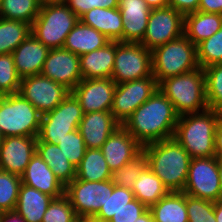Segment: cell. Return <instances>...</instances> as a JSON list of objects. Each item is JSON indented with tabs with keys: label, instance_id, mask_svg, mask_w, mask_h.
<instances>
[{
	"label": "cell",
	"instance_id": "obj_50",
	"mask_svg": "<svg viewBox=\"0 0 222 222\" xmlns=\"http://www.w3.org/2000/svg\"><path fill=\"white\" fill-rule=\"evenodd\" d=\"M214 214L217 222H222V200L214 202Z\"/></svg>",
	"mask_w": 222,
	"mask_h": 222
},
{
	"label": "cell",
	"instance_id": "obj_2",
	"mask_svg": "<svg viewBox=\"0 0 222 222\" xmlns=\"http://www.w3.org/2000/svg\"><path fill=\"white\" fill-rule=\"evenodd\" d=\"M147 155V167L156 174L169 191H183L191 161L187 151L174 139L142 146Z\"/></svg>",
	"mask_w": 222,
	"mask_h": 222
},
{
	"label": "cell",
	"instance_id": "obj_11",
	"mask_svg": "<svg viewBox=\"0 0 222 222\" xmlns=\"http://www.w3.org/2000/svg\"><path fill=\"white\" fill-rule=\"evenodd\" d=\"M158 89V83L151 76L116 85L111 113L123 125L131 114L146 102Z\"/></svg>",
	"mask_w": 222,
	"mask_h": 222
},
{
	"label": "cell",
	"instance_id": "obj_55",
	"mask_svg": "<svg viewBox=\"0 0 222 222\" xmlns=\"http://www.w3.org/2000/svg\"><path fill=\"white\" fill-rule=\"evenodd\" d=\"M3 140H4V135L2 134L1 129H0V144L2 143Z\"/></svg>",
	"mask_w": 222,
	"mask_h": 222
},
{
	"label": "cell",
	"instance_id": "obj_42",
	"mask_svg": "<svg viewBox=\"0 0 222 222\" xmlns=\"http://www.w3.org/2000/svg\"><path fill=\"white\" fill-rule=\"evenodd\" d=\"M188 222H217L214 214V202L192 197L186 194Z\"/></svg>",
	"mask_w": 222,
	"mask_h": 222
},
{
	"label": "cell",
	"instance_id": "obj_41",
	"mask_svg": "<svg viewBox=\"0 0 222 222\" xmlns=\"http://www.w3.org/2000/svg\"><path fill=\"white\" fill-rule=\"evenodd\" d=\"M77 218L68 197L63 194L61 197L53 198L44 213L42 222H74Z\"/></svg>",
	"mask_w": 222,
	"mask_h": 222
},
{
	"label": "cell",
	"instance_id": "obj_35",
	"mask_svg": "<svg viewBox=\"0 0 222 222\" xmlns=\"http://www.w3.org/2000/svg\"><path fill=\"white\" fill-rule=\"evenodd\" d=\"M134 199V193L130 189L115 185L111 196L90 222H109L114 214Z\"/></svg>",
	"mask_w": 222,
	"mask_h": 222
},
{
	"label": "cell",
	"instance_id": "obj_46",
	"mask_svg": "<svg viewBox=\"0 0 222 222\" xmlns=\"http://www.w3.org/2000/svg\"><path fill=\"white\" fill-rule=\"evenodd\" d=\"M198 11L222 14V0H200Z\"/></svg>",
	"mask_w": 222,
	"mask_h": 222
},
{
	"label": "cell",
	"instance_id": "obj_27",
	"mask_svg": "<svg viewBox=\"0 0 222 222\" xmlns=\"http://www.w3.org/2000/svg\"><path fill=\"white\" fill-rule=\"evenodd\" d=\"M52 200L51 196L21 184L15 210L26 222H42L44 213Z\"/></svg>",
	"mask_w": 222,
	"mask_h": 222
},
{
	"label": "cell",
	"instance_id": "obj_6",
	"mask_svg": "<svg viewBox=\"0 0 222 222\" xmlns=\"http://www.w3.org/2000/svg\"><path fill=\"white\" fill-rule=\"evenodd\" d=\"M151 61L152 74L158 84L168 77L199 68L197 46L185 35L153 49Z\"/></svg>",
	"mask_w": 222,
	"mask_h": 222
},
{
	"label": "cell",
	"instance_id": "obj_19",
	"mask_svg": "<svg viewBox=\"0 0 222 222\" xmlns=\"http://www.w3.org/2000/svg\"><path fill=\"white\" fill-rule=\"evenodd\" d=\"M123 19L122 42L140 43L147 30L151 8L144 0H119Z\"/></svg>",
	"mask_w": 222,
	"mask_h": 222
},
{
	"label": "cell",
	"instance_id": "obj_17",
	"mask_svg": "<svg viewBox=\"0 0 222 222\" xmlns=\"http://www.w3.org/2000/svg\"><path fill=\"white\" fill-rule=\"evenodd\" d=\"M37 137L8 136L0 144V170L21 177L36 153Z\"/></svg>",
	"mask_w": 222,
	"mask_h": 222
},
{
	"label": "cell",
	"instance_id": "obj_10",
	"mask_svg": "<svg viewBox=\"0 0 222 222\" xmlns=\"http://www.w3.org/2000/svg\"><path fill=\"white\" fill-rule=\"evenodd\" d=\"M152 75L151 51L141 43L116 41L111 79L120 84Z\"/></svg>",
	"mask_w": 222,
	"mask_h": 222
},
{
	"label": "cell",
	"instance_id": "obj_25",
	"mask_svg": "<svg viewBox=\"0 0 222 222\" xmlns=\"http://www.w3.org/2000/svg\"><path fill=\"white\" fill-rule=\"evenodd\" d=\"M110 40L80 20L67 35L64 49L78 56L103 48Z\"/></svg>",
	"mask_w": 222,
	"mask_h": 222
},
{
	"label": "cell",
	"instance_id": "obj_33",
	"mask_svg": "<svg viewBox=\"0 0 222 222\" xmlns=\"http://www.w3.org/2000/svg\"><path fill=\"white\" fill-rule=\"evenodd\" d=\"M41 4L39 0H0V18L22 21L32 26Z\"/></svg>",
	"mask_w": 222,
	"mask_h": 222
},
{
	"label": "cell",
	"instance_id": "obj_32",
	"mask_svg": "<svg viewBox=\"0 0 222 222\" xmlns=\"http://www.w3.org/2000/svg\"><path fill=\"white\" fill-rule=\"evenodd\" d=\"M30 34V24L0 18V54H12Z\"/></svg>",
	"mask_w": 222,
	"mask_h": 222
},
{
	"label": "cell",
	"instance_id": "obj_52",
	"mask_svg": "<svg viewBox=\"0 0 222 222\" xmlns=\"http://www.w3.org/2000/svg\"><path fill=\"white\" fill-rule=\"evenodd\" d=\"M217 167L220 176V200H222V159L217 158Z\"/></svg>",
	"mask_w": 222,
	"mask_h": 222
},
{
	"label": "cell",
	"instance_id": "obj_1",
	"mask_svg": "<svg viewBox=\"0 0 222 222\" xmlns=\"http://www.w3.org/2000/svg\"><path fill=\"white\" fill-rule=\"evenodd\" d=\"M179 115L158 88L122 125L142 146L173 138Z\"/></svg>",
	"mask_w": 222,
	"mask_h": 222
},
{
	"label": "cell",
	"instance_id": "obj_8",
	"mask_svg": "<svg viewBox=\"0 0 222 222\" xmlns=\"http://www.w3.org/2000/svg\"><path fill=\"white\" fill-rule=\"evenodd\" d=\"M83 115L79 101L70 92L58 106L41 116L37 142L57 144L59 139L79 128Z\"/></svg>",
	"mask_w": 222,
	"mask_h": 222
},
{
	"label": "cell",
	"instance_id": "obj_18",
	"mask_svg": "<svg viewBox=\"0 0 222 222\" xmlns=\"http://www.w3.org/2000/svg\"><path fill=\"white\" fill-rule=\"evenodd\" d=\"M111 172L126 165L142 150V145L120 125L100 148Z\"/></svg>",
	"mask_w": 222,
	"mask_h": 222
},
{
	"label": "cell",
	"instance_id": "obj_12",
	"mask_svg": "<svg viewBox=\"0 0 222 222\" xmlns=\"http://www.w3.org/2000/svg\"><path fill=\"white\" fill-rule=\"evenodd\" d=\"M183 192L213 202L220 200V176L215 156L191 158Z\"/></svg>",
	"mask_w": 222,
	"mask_h": 222
},
{
	"label": "cell",
	"instance_id": "obj_36",
	"mask_svg": "<svg viewBox=\"0 0 222 222\" xmlns=\"http://www.w3.org/2000/svg\"><path fill=\"white\" fill-rule=\"evenodd\" d=\"M204 73L208 108L222 113V63L205 67Z\"/></svg>",
	"mask_w": 222,
	"mask_h": 222
},
{
	"label": "cell",
	"instance_id": "obj_4",
	"mask_svg": "<svg viewBox=\"0 0 222 222\" xmlns=\"http://www.w3.org/2000/svg\"><path fill=\"white\" fill-rule=\"evenodd\" d=\"M160 91L172 102L180 115L198 113L208 109L204 69L171 76L158 84Z\"/></svg>",
	"mask_w": 222,
	"mask_h": 222
},
{
	"label": "cell",
	"instance_id": "obj_13",
	"mask_svg": "<svg viewBox=\"0 0 222 222\" xmlns=\"http://www.w3.org/2000/svg\"><path fill=\"white\" fill-rule=\"evenodd\" d=\"M184 35V15L172 7L151 9L147 30L140 42L152 51Z\"/></svg>",
	"mask_w": 222,
	"mask_h": 222
},
{
	"label": "cell",
	"instance_id": "obj_53",
	"mask_svg": "<svg viewBox=\"0 0 222 222\" xmlns=\"http://www.w3.org/2000/svg\"><path fill=\"white\" fill-rule=\"evenodd\" d=\"M74 222H90V220L78 217Z\"/></svg>",
	"mask_w": 222,
	"mask_h": 222
},
{
	"label": "cell",
	"instance_id": "obj_54",
	"mask_svg": "<svg viewBox=\"0 0 222 222\" xmlns=\"http://www.w3.org/2000/svg\"><path fill=\"white\" fill-rule=\"evenodd\" d=\"M41 3H46V2H55V1H64V0H39Z\"/></svg>",
	"mask_w": 222,
	"mask_h": 222
},
{
	"label": "cell",
	"instance_id": "obj_24",
	"mask_svg": "<svg viewBox=\"0 0 222 222\" xmlns=\"http://www.w3.org/2000/svg\"><path fill=\"white\" fill-rule=\"evenodd\" d=\"M79 20L102 33L110 41L122 42L123 19L118 8H94Z\"/></svg>",
	"mask_w": 222,
	"mask_h": 222
},
{
	"label": "cell",
	"instance_id": "obj_47",
	"mask_svg": "<svg viewBox=\"0 0 222 222\" xmlns=\"http://www.w3.org/2000/svg\"><path fill=\"white\" fill-rule=\"evenodd\" d=\"M215 157L222 159V116L215 130Z\"/></svg>",
	"mask_w": 222,
	"mask_h": 222
},
{
	"label": "cell",
	"instance_id": "obj_3",
	"mask_svg": "<svg viewBox=\"0 0 222 222\" xmlns=\"http://www.w3.org/2000/svg\"><path fill=\"white\" fill-rule=\"evenodd\" d=\"M222 113L207 109L180 115L173 138L191 158L215 156V130Z\"/></svg>",
	"mask_w": 222,
	"mask_h": 222
},
{
	"label": "cell",
	"instance_id": "obj_31",
	"mask_svg": "<svg viewBox=\"0 0 222 222\" xmlns=\"http://www.w3.org/2000/svg\"><path fill=\"white\" fill-rule=\"evenodd\" d=\"M111 170L100 149H86L80 165L76 168V178L84 181H105L111 179Z\"/></svg>",
	"mask_w": 222,
	"mask_h": 222
},
{
	"label": "cell",
	"instance_id": "obj_16",
	"mask_svg": "<svg viewBox=\"0 0 222 222\" xmlns=\"http://www.w3.org/2000/svg\"><path fill=\"white\" fill-rule=\"evenodd\" d=\"M80 56L64 48L50 49L41 74L72 91L82 80Z\"/></svg>",
	"mask_w": 222,
	"mask_h": 222
},
{
	"label": "cell",
	"instance_id": "obj_29",
	"mask_svg": "<svg viewBox=\"0 0 222 222\" xmlns=\"http://www.w3.org/2000/svg\"><path fill=\"white\" fill-rule=\"evenodd\" d=\"M36 152L64 186L76 178V167L69 162L57 144L37 142Z\"/></svg>",
	"mask_w": 222,
	"mask_h": 222
},
{
	"label": "cell",
	"instance_id": "obj_15",
	"mask_svg": "<svg viewBox=\"0 0 222 222\" xmlns=\"http://www.w3.org/2000/svg\"><path fill=\"white\" fill-rule=\"evenodd\" d=\"M116 85L111 78L82 79L71 93L83 113L111 111Z\"/></svg>",
	"mask_w": 222,
	"mask_h": 222
},
{
	"label": "cell",
	"instance_id": "obj_21",
	"mask_svg": "<svg viewBox=\"0 0 222 222\" xmlns=\"http://www.w3.org/2000/svg\"><path fill=\"white\" fill-rule=\"evenodd\" d=\"M50 49L32 33L12 52L15 69L22 79L41 74Z\"/></svg>",
	"mask_w": 222,
	"mask_h": 222
},
{
	"label": "cell",
	"instance_id": "obj_49",
	"mask_svg": "<svg viewBox=\"0 0 222 222\" xmlns=\"http://www.w3.org/2000/svg\"><path fill=\"white\" fill-rule=\"evenodd\" d=\"M151 9L165 8L169 6L168 0H144Z\"/></svg>",
	"mask_w": 222,
	"mask_h": 222
},
{
	"label": "cell",
	"instance_id": "obj_44",
	"mask_svg": "<svg viewBox=\"0 0 222 222\" xmlns=\"http://www.w3.org/2000/svg\"><path fill=\"white\" fill-rule=\"evenodd\" d=\"M147 210L148 208L135 198L114 214L109 222H137V218Z\"/></svg>",
	"mask_w": 222,
	"mask_h": 222
},
{
	"label": "cell",
	"instance_id": "obj_51",
	"mask_svg": "<svg viewBox=\"0 0 222 222\" xmlns=\"http://www.w3.org/2000/svg\"><path fill=\"white\" fill-rule=\"evenodd\" d=\"M137 222H155L151 211L148 209L144 214L137 218Z\"/></svg>",
	"mask_w": 222,
	"mask_h": 222
},
{
	"label": "cell",
	"instance_id": "obj_37",
	"mask_svg": "<svg viewBox=\"0 0 222 222\" xmlns=\"http://www.w3.org/2000/svg\"><path fill=\"white\" fill-rule=\"evenodd\" d=\"M197 61L202 69L222 63V27L197 45Z\"/></svg>",
	"mask_w": 222,
	"mask_h": 222
},
{
	"label": "cell",
	"instance_id": "obj_40",
	"mask_svg": "<svg viewBox=\"0 0 222 222\" xmlns=\"http://www.w3.org/2000/svg\"><path fill=\"white\" fill-rule=\"evenodd\" d=\"M57 145L65 157L68 158L69 162L77 168L87 149L79 129L66 134L62 139H59Z\"/></svg>",
	"mask_w": 222,
	"mask_h": 222
},
{
	"label": "cell",
	"instance_id": "obj_48",
	"mask_svg": "<svg viewBox=\"0 0 222 222\" xmlns=\"http://www.w3.org/2000/svg\"><path fill=\"white\" fill-rule=\"evenodd\" d=\"M0 222H26V221L16 210H10V211L1 212Z\"/></svg>",
	"mask_w": 222,
	"mask_h": 222
},
{
	"label": "cell",
	"instance_id": "obj_9",
	"mask_svg": "<svg viewBox=\"0 0 222 222\" xmlns=\"http://www.w3.org/2000/svg\"><path fill=\"white\" fill-rule=\"evenodd\" d=\"M114 186L111 179L84 181L75 178L65 186V195L79 218L91 220L111 196Z\"/></svg>",
	"mask_w": 222,
	"mask_h": 222
},
{
	"label": "cell",
	"instance_id": "obj_23",
	"mask_svg": "<svg viewBox=\"0 0 222 222\" xmlns=\"http://www.w3.org/2000/svg\"><path fill=\"white\" fill-rule=\"evenodd\" d=\"M115 53L116 41H110L103 48L81 55L82 79L111 78Z\"/></svg>",
	"mask_w": 222,
	"mask_h": 222
},
{
	"label": "cell",
	"instance_id": "obj_14",
	"mask_svg": "<svg viewBox=\"0 0 222 222\" xmlns=\"http://www.w3.org/2000/svg\"><path fill=\"white\" fill-rule=\"evenodd\" d=\"M70 92L64 85L42 74L22 78L18 91L41 115L53 110Z\"/></svg>",
	"mask_w": 222,
	"mask_h": 222
},
{
	"label": "cell",
	"instance_id": "obj_43",
	"mask_svg": "<svg viewBox=\"0 0 222 222\" xmlns=\"http://www.w3.org/2000/svg\"><path fill=\"white\" fill-rule=\"evenodd\" d=\"M64 2L80 18L94 8H118L119 0H64Z\"/></svg>",
	"mask_w": 222,
	"mask_h": 222
},
{
	"label": "cell",
	"instance_id": "obj_7",
	"mask_svg": "<svg viewBox=\"0 0 222 222\" xmlns=\"http://www.w3.org/2000/svg\"><path fill=\"white\" fill-rule=\"evenodd\" d=\"M41 116L19 93L0 96V129L4 137H38Z\"/></svg>",
	"mask_w": 222,
	"mask_h": 222
},
{
	"label": "cell",
	"instance_id": "obj_45",
	"mask_svg": "<svg viewBox=\"0 0 222 222\" xmlns=\"http://www.w3.org/2000/svg\"><path fill=\"white\" fill-rule=\"evenodd\" d=\"M169 7H172L184 16L198 11L200 0H168Z\"/></svg>",
	"mask_w": 222,
	"mask_h": 222
},
{
	"label": "cell",
	"instance_id": "obj_5",
	"mask_svg": "<svg viewBox=\"0 0 222 222\" xmlns=\"http://www.w3.org/2000/svg\"><path fill=\"white\" fill-rule=\"evenodd\" d=\"M79 17L64 1L46 2L31 26V33L49 49L63 48Z\"/></svg>",
	"mask_w": 222,
	"mask_h": 222
},
{
	"label": "cell",
	"instance_id": "obj_34",
	"mask_svg": "<svg viewBox=\"0 0 222 222\" xmlns=\"http://www.w3.org/2000/svg\"><path fill=\"white\" fill-rule=\"evenodd\" d=\"M147 167V155L142 149L126 165L111 174V181L116 186L132 190L134 182L138 179L141 171Z\"/></svg>",
	"mask_w": 222,
	"mask_h": 222
},
{
	"label": "cell",
	"instance_id": "obj_28",
	"mask_svg": "<svg viewBox=\"0 0 222 222\" xmlns=\"http://www.w3.org/2000/svg\"><path fill=\"white\" fill-rule=\"evenodd\" d=\"M149 210L155 222H188L186 194L183 191H170Z\"/></svg>",
	"mask_w": 222,
	"mask_h": 222
},
{
	"label": "cell",
	"instance_id": "obj_39",
	"mask_svg": "<svg viewBox=\"0 0 222 222\" xmlns=\"http://www.w3.org/2000/svg\"><path fill=\"white\" fill-rule=\"evenodd\" d=\"M20 81L13 55L0 54V96L18 93Z\"/></svg>",
	"mask_w": 222,
	"mask_h": 222
},
{
	"label": "cell",
	"instance_id": "obj_26",
	"mask_svg": "<svg viewBox=\"0 0 222 222\" xmlns=\"http://www.w3.org/2000/svg\"><path fill=\"white\" fill-rule=\"evenodd\" d=\"M221 27L222 14L196 11L184 16V35L196 46Z\"/></svg>",
	"mask_w": 222,
	"mask_h": 222
},
{
	"label": "cell",
	"instance_id": "obj_22",
	"mask_svg": "<svg viewBox=\"0 0 222 222\" xmlns=\"http://www.w3.org/2000/svg\"><path fill=\"white\" fill-rule=\"evenodd\" d=\"M21 181L22 184L35 188L52 198L61 197L65 194V186L37 152L32 156L21 175Z\"/></svg>",
	"mask_w": 222,
	"mask_h": 222
},
{
	"label": "cell",
	"instance_id": "obj_38",
	"mask_svg": "<svg viewBox=\"0 0 222 222\" xmlns=\"http://www.w3.org/2000/svg\"><path fill=\"white\" fill-rule=\"evenodd\" d=\"M21 184L20 176L0 170V213L15 210Z\"/></svg>",
	"mask_w": 222,
	"mask_h": 222
},
{
	"label": "cell",
	"instance_id": "obj_30",
	"mask_svg": "<svg viewBox=\"0 0 222 222\" xmlns=\"http://www.w3.org/2000/svg\"><path fill=\"white\" fill-rule=\"evenodd\" d=\"M131 191L134 193V197L148 209L170 192L161 179L148 167L141 171Z\"/></svg>",
	"mask_w": 222,
	"mask_h": 222
},
{
	"label": "cell",
	"instance_id": "obj_20",
	"mask_svg": "<svg viewBox=\"0 0 222 222\" xmlns=\"http://www.w3.org/2000/svg\"><path fill=\"white\" fill-rule=\"evenodd\" d=\"M119 126L111 111H97L84 113L78 129L87 149H100Z\"/></svg>",
	"mask_w": 222,
	"mask_h": 222
}]
</instances>
